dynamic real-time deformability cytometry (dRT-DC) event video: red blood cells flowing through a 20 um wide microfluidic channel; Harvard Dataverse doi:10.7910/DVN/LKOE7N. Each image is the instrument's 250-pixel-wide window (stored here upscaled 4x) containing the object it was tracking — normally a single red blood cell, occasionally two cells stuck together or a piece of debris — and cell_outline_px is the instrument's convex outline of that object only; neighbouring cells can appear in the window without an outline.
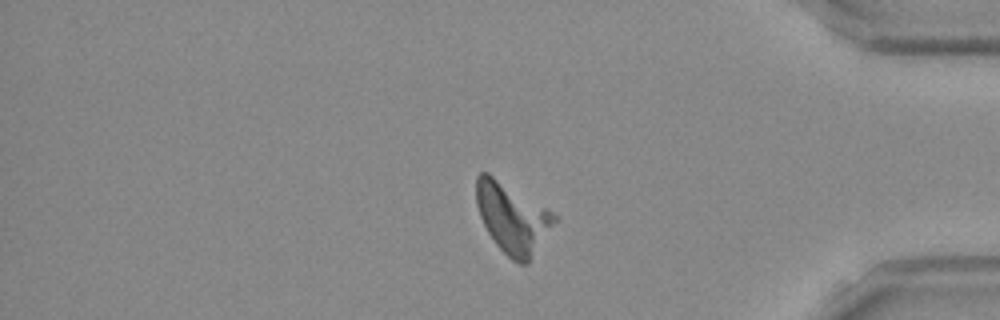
{"species": "Egyptian fruit bat (a non-hibernating species)", "species_latin": "Rousettus aegyptiacus", "temperature_condition": "room temperature", "stored_images_in_passage": 39, "segment_of_instrument_passage": [1, 2], "camera_frame_rate_fps": 3000, "um_per_image_px": 0.085, "frame": {"image": 1, "passage_image": 29, "time_ms": 9.333, "image_size_px": [1000, 320], "cell_outline_px": [[560, 220], [528, 264], [516, 264], [496, 244], [488, 232], [480, 216], [476, 204], [476, 176], [480, 172], [488, 172], [560, 216]], "centroid_in_image_um": [43.61, 18.55], "position_along_channel_um": 391.6, "area_um2": 32.43}}